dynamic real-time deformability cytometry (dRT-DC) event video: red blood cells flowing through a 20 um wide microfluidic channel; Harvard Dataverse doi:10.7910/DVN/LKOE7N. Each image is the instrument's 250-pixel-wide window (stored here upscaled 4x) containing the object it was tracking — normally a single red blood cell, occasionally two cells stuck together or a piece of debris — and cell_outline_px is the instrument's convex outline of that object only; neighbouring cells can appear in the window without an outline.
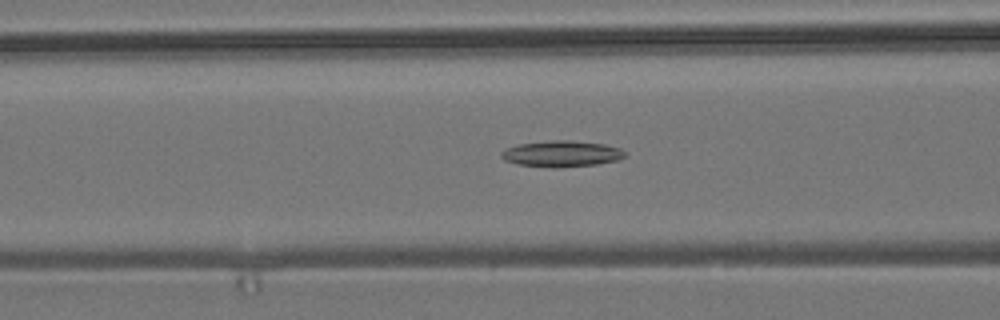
{"species": "common noctule bat (a hibernating species)", "species_latin": "Nyctalus noctula", "temperature_condition": "room temperature", "stored_images_in_passage": 35, "camera_frame_rate_fps": 3000, "um_per_image_px": 0.085, "animal": {"sex": "male", "body_mass_g": 19.2, "forearm_length_mm": 51.8}, "frame": {"image": 1, "passage_image": 6, "time_ms": 1.667, "image_size_px": [1000, 320], "cell_outline_px": [[624, 156], [620, 160], [596, 164], [556, 168], [552, 168], [520, 164], [504, 160], [500, 156], [500, 152], [504, 148], [520, 144], [552, 140], [572, 140], [604, 144], [620, 148], [624, 152]], "centroid_in_image_um": [47.72, 13.07], "position_along_channel_um": 118.9, "area_um2": 18.84}}
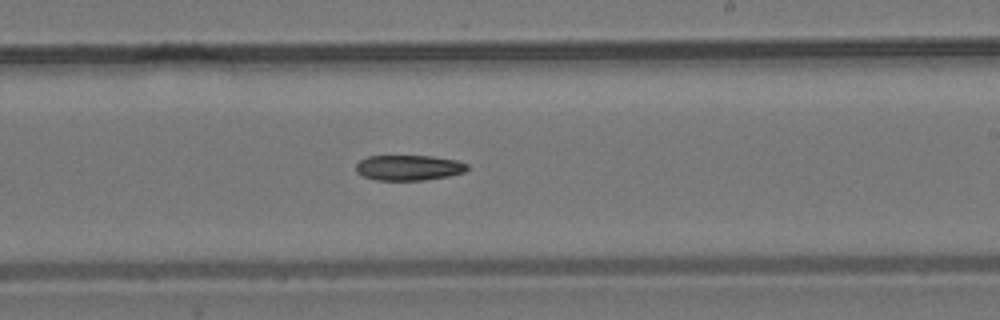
{"frame": {"image": 2, "passage_image": 17, "time_ms": 5.333, "image_size_px": [1000, 320], "cell_outline_px": [[468, 168], [464, 172], [448, 176], [424, 180], [376, 180], [364, 176], [356, 172], [356, 164], [360, 160], [368, 156], [432, 156], [456, 160], [468, 164]], "centroid_in_image_um": [34.74, 14.25], "position_along_channel_um": 254.3, "area_um2": 16.42}}
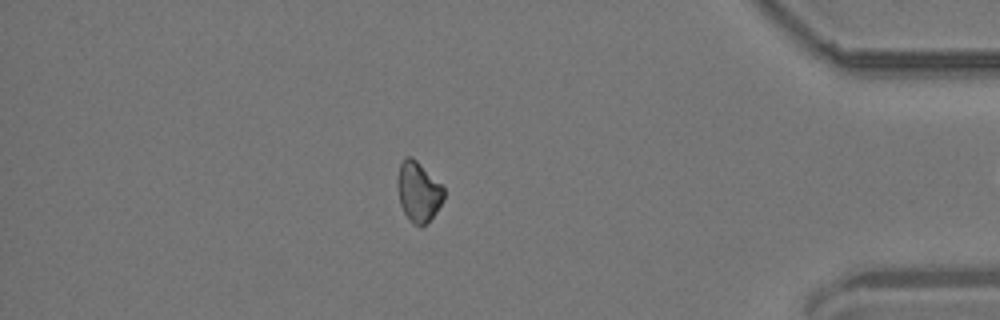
{"frame": {"image": 3, "passage_image": 32, "time_ms": 10.333, "image_size_px": [1000, 320], "cell_outline_px": [[444, 200], [436, 212], [420, 228], [412, 224], [408, 220], [400, 204], [396, 184], [396, 180], [400, 164], [404, 156], [412, 156], [444, 188]], "centroid_in_image_um": [35.53, 16.31], "position_along_channel_um": 399.7, "area_um2": 16.3}}